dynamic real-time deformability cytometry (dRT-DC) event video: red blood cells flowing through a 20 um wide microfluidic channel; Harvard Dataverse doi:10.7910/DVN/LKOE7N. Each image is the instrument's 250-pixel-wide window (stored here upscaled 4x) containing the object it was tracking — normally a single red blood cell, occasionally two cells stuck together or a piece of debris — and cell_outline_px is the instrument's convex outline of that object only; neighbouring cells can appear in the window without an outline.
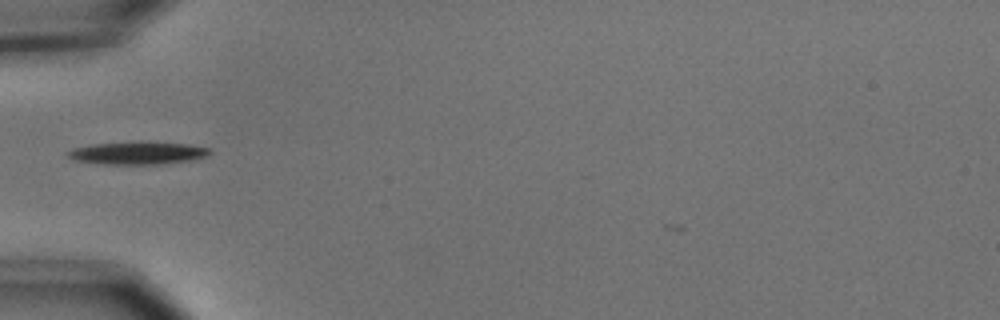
{"species": "common noctule bat (a hibernating species)", "species_latin": "Nyctalus noctula", "temperature_condition": "cold", "stored_images_in_passage": 38, "camera_frame_rate_fps": 3000, "um_per_image_px": 0.085, "animal": {"sex": "male", "body_mass_g": 15.6}, "frame": {"image": 1, "passage_image": 2, "time_ms": 0.333, "image_size_px": [1000, 320], "cell_outline_px": [[212, 152], [208, 156], [192, 160], [160, 164], [104, 164], [72, 160], [64, 152], [72, 148], [92, 144], [184, 144], [208, 148]], "centroid_in_image_um": [11.64, 13.05], "position_along_channel_um": 73.4, "area_um2": 17.86}}
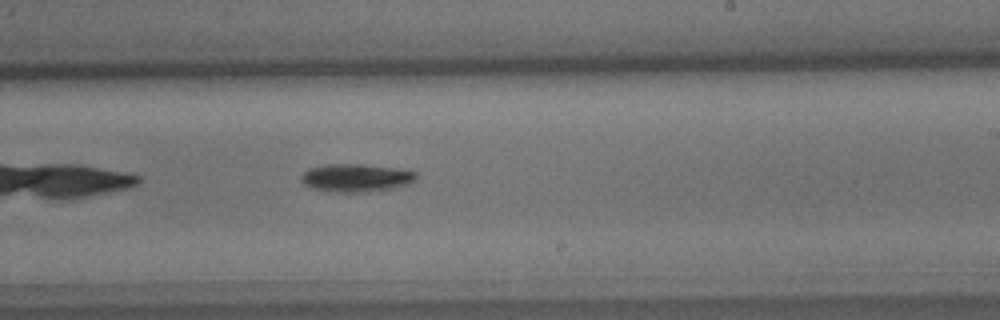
{"frame": {"image": 2, "passage_image": 17, "time_ms": 5.333, "image_size_px": [1000, 320], "cell_outline_px": [[416, 180], [408, 184], [396, 188], [372, 192], [328, 192], [308, 188], [300, 180], [300, 176], [308, 168], [324, 164], [360, 164], [396, 168], [416, 172]], "centroid_in_image_um": [30.22, 15.13], "position_along_channel_um": 258.8, "area_um2": 19.19}}
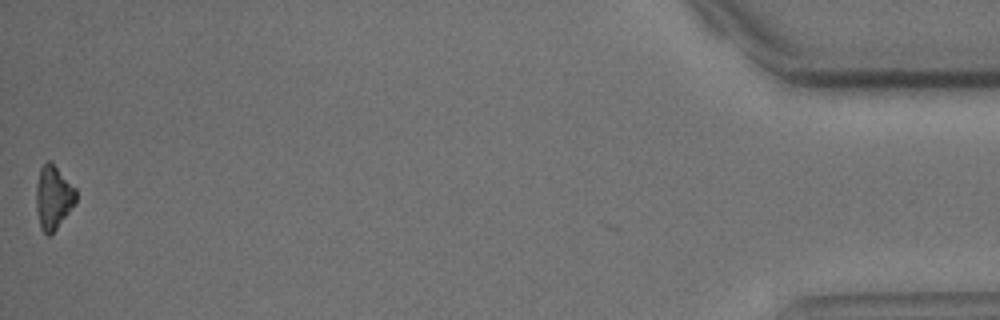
{"frame": {"image": 3, "passage_image": 38, "time_ms": 12.333, "image_size_px": [1000, 320], "cell_outline_px": [[76, 204], [56, 228], [48, 236], [40, 228], [36, 208], [36, 184], [40, 168], [48, 160], [76, 188]], "centroid_in_image_um": [4.53, 16.8], "position_along_channel_um": 430.7, "area_um2": 14.57}, "authors_computed_cell_mechanics": {"area_um2": 16.8198, "velocity_mm_per_s": 3.6986, "shape_relaxation_time_tau1_ms": 2.1927, "shape_relaxation_time_tau2_ms": null, "deformation_change_tau1": 0.1047, "deformation_change_tau2": null}}